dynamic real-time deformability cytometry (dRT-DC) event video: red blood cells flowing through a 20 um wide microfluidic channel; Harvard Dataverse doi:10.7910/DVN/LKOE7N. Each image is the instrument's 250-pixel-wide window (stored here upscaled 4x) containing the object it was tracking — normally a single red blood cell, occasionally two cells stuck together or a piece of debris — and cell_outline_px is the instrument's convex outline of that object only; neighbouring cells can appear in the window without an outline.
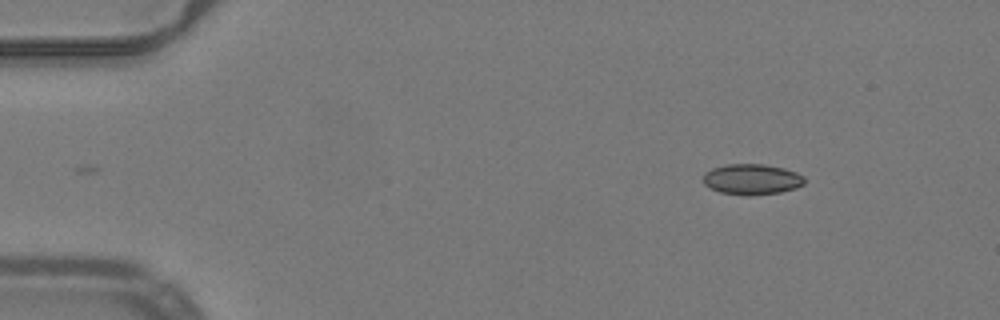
{"species": "common noctule bat (a hibernating species)", "species_latin": "Nyctalus noctula", "temperature_condition": "warm", "stored_images_in_passage": 46, "camera_frame_rate_fps": 3000, "um_per_image_px": 0.085, "animal": {"sex": "male", "body_mass_g": 19.2, "forearm_length_mm": 51.8}, "frame": {"image": 1, "passage_image": 1, "time_ms": 0.0, "image_size_px": [1000, 320], "cell_outline_px": [[804, 184], [796, 188], [780, 192], [748, 196], [744, 196], [720, 192], [704, 184], [704, 172], [712, 168], [728, 164], [764, 164], [784, 168], [796, 172], [804, 176]], "centroid_in_image_um": [63.92, 15.24], "position_along_channel_um": 21.1, "area_um2": 18.15}}
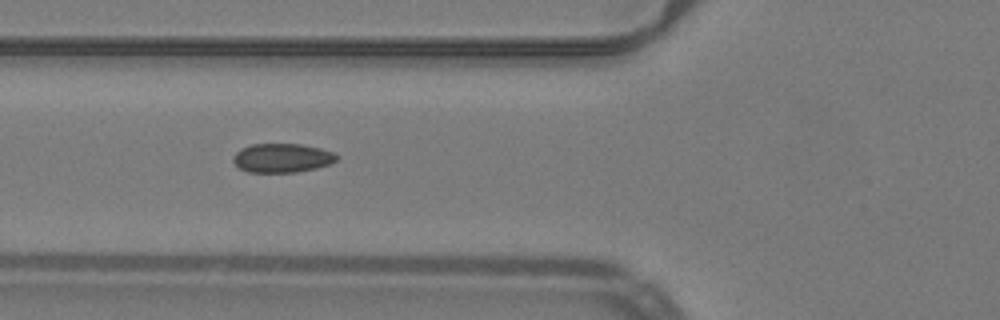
{"frame": {"image": 2, "passage_image": 14, "time_ms": 4.333, "image_size_px": [1000, 320], "cell_outline_px": [[340, 156], [336, 160], [328, 164], [316, 168], [296, 172], [248, 172], [240, 168], [232, 160], [232, 156], [240, 148], [252, 144], [304, 144], [320, 148], [332, 152]], "centroid_in_image_um": [23.96, 13.42], "position_along_channel_um": 101.8, "area_um2": 17.51}}
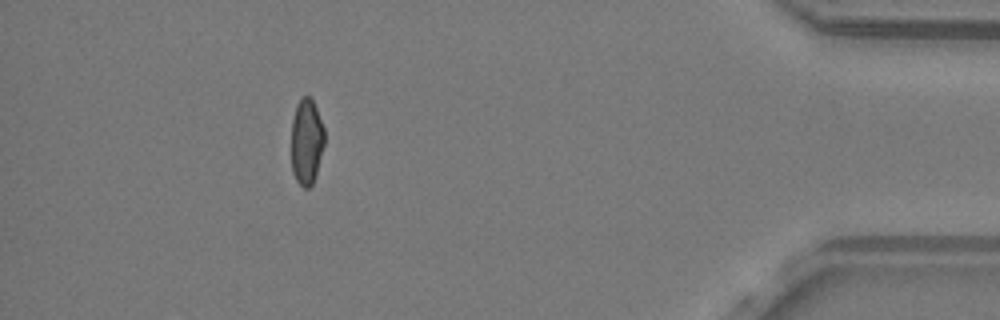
{"frame": {"image": 3, "passage_image": 41, "time_ms": 13.333, "image_size_px": [1000, 320], "cell_outline_px": [[324, 144], [316, 172], [312, 184], [308, 188], [304, 188], [296, 180], [292, 172], [292, 120], [296, 104], [300, 96], [308, 96], [312, 100], [316, 108], [324, 128]], "centroid_in_image_um": [26.04, 12.01], "position_along_channel_um": 409.2, "area_um2": 16.47}, "authors_computed_cell_mechanics": {"area_um2": 17.6868, "velocity_mm_per_s": 4.0199, "shape_relaxation_time_tau1_ms": 8.6529, "shape_relaxation_time_tau2_ms": 1.0261, "deformation_change_tau1": 0.1523, "deformation_change_tau2": 0.0649}}